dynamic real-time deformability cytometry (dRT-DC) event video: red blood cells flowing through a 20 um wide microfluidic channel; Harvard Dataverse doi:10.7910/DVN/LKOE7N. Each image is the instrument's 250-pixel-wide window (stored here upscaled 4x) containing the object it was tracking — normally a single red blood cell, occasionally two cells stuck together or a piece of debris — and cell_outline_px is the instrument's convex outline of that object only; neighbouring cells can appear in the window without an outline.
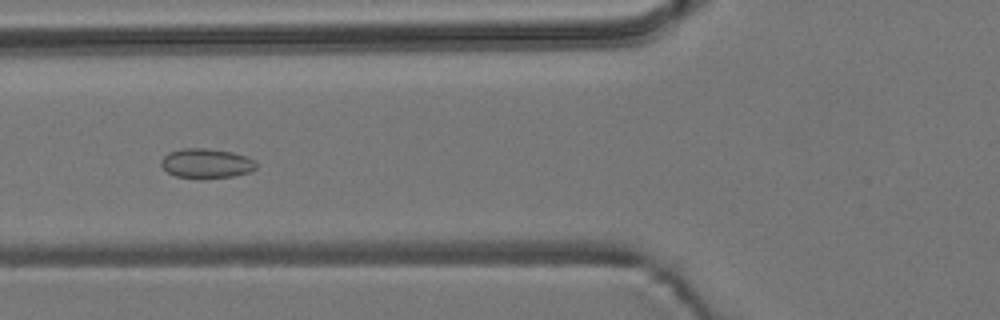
{"species": "common noctule bat (a hibernating species)", "species_latin": "Nyctalus noctula", "temperature_condition": "room temperature", "stored_images_in_passage": 6, "camera_frame_rate_fps": 3000, "um_per_image_px": 0.085, "animal": {"sex": "male", "body_mass_g": 19.2, "forearm_length_mm": 51.8}, "frame": {"image": 1, "passage_image": 5, "time_ms": 1.333, "image_size_px": [1000, 320], "cell_outline_px": [[256, 168], [248, 172], [232, 176], [200, 180], [176, 176], [168, 172], [160, 164], [160, 160], [168, 152], [180, 148], [204, 148], [232, 152], [244, 156], [252, 160], [256, 164]], "centroid_in_image_um": [17.48, 13.9], "position_along_channel_um": 108.3, "area_um2": 16.53}}
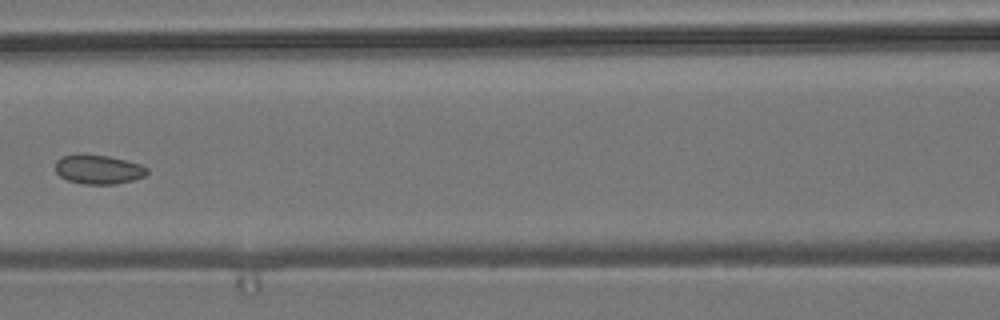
{"frame": {"image": 2, "passage_image": 6, "time_ms": 1.667, "image_size_px": [1000, 320], "cell_outline_px": [[148, 172], [144, 176], [132, 180], [116, 184], [84, 184], [68, 180], [60, 176], [56, 172], [56, 160], [64, 156], [80, 152], [108, 156], [140, 164], [148, 168]], "centroid_in_image_um": [8.34, 14.38], "position_along_channel_um": 158.3, "area_um2": 15.72}}